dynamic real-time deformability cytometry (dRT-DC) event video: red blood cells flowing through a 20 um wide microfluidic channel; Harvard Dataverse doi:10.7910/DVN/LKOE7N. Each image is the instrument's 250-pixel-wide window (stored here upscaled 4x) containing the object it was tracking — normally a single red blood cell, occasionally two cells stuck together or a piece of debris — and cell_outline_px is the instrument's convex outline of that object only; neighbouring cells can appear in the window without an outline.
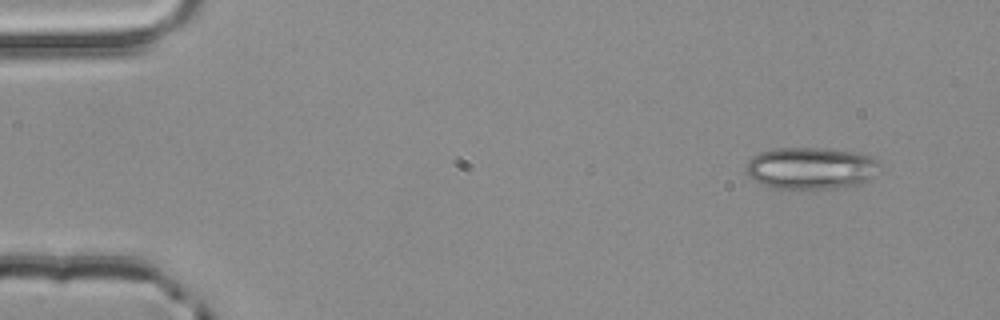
{"species": "common noctule bat (a hibernating species)", "species_latin": "Nyctalus noctula", "temperature_condition": "room temperature", "stored_images_in_passage": 2, "camera_frame_rate_fps": 3000, "um_per_image_px": 0.085, "animal": {"sex": "male", "body_mass_g": 20.4}, "frame": {"image": 1, "passage_image": 2, "time_ms": 0.333, "image_size_px": [1000, 320], "cell_outline_px": [[884, 168], [876, 176], [868, 180], [856, 184], [836, 188], [772, 188], [748, 176], [744, 168], [748, 160], [752, 156], [760, 152], [776, 148], [824, 148], [852, 152], [868, 156], [880, 160]], "centroid_in_image_um": [68.97, 14.28], "position_along_channel_um": 16.0, "area_um2": 32.89}}